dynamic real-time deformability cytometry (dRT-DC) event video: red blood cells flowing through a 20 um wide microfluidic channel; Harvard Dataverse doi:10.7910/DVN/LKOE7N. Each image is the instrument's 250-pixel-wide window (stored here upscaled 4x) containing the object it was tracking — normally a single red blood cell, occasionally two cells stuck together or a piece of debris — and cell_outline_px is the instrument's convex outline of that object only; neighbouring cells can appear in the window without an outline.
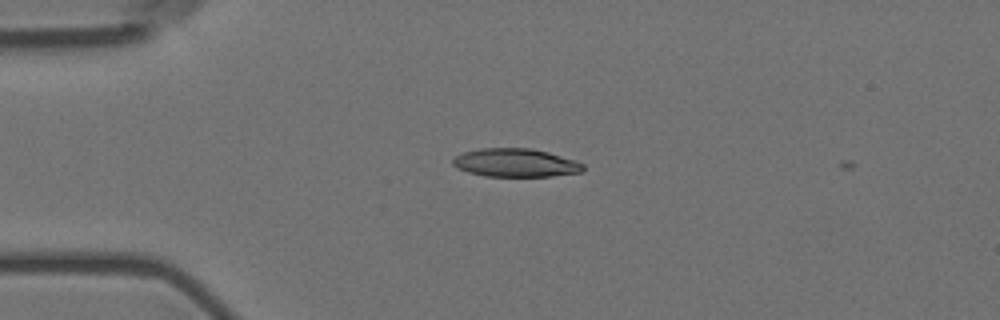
{"species": "Egyptian fruit bat (a non-hibernating species)", "species_latin": "Rousettus aegyptiacus", "temperature_condition": "room temperature", "stored_images_in_passage": 2, "camera_frame_rate_fps": 3000, "um_per_image_px": 0.085, "animal": {"sex": "female"}, "frame": {"image": 1, "passage_image": 1, "time_ms": 0.0, "image_size_px": [1000, 320], "cell_outline_px": [[584, 172], [552, 176], [484, 176], [468, 172], [452, 164], [452, 160], [456, 156], [464, 152], [480, 148], [532, 148], [548, 152], [576, 160], [584, 164]], "centroid_in_image_um": [43.87, 13.83], "position_along_channel_um": 41.1, "area_um2": 21.56}}